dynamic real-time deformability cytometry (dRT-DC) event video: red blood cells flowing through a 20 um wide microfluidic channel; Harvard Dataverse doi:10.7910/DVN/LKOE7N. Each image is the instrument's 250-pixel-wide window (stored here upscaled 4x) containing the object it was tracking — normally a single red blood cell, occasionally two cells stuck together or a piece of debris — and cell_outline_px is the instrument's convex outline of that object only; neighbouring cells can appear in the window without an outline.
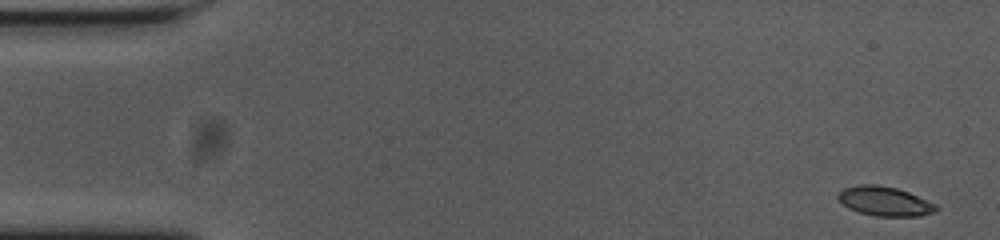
{"species": "common noctule bat (a hibernating species)", "species_latin": "Nyctalus noctula", "temperature_condition": "cold", "stored_images_in_passage": 54, "camera_frame_rate_fps": 3000, "um_per_image_px": 0.085, "animal": {"sex": "female", "body_mass_g": 23.0, "forearm_length_mm": 53.4}, "frame": {"image": 1, "passage_image": 1, "time_ms": 0.0, "image_size_px": [1000, 240], "cell_outline_px": [[940, 208], [936, 212], [920, 216], [876, 216], [860, 212], [848, 208], [836, 196], [844, 188], [860, 184], [876, 184], [896, 188], [908, 192], [936, 204]], "centroid_in_image_um": [75.23, 17.11], "position_along_channel_um": 9.8, "area_um2": 16.7}}
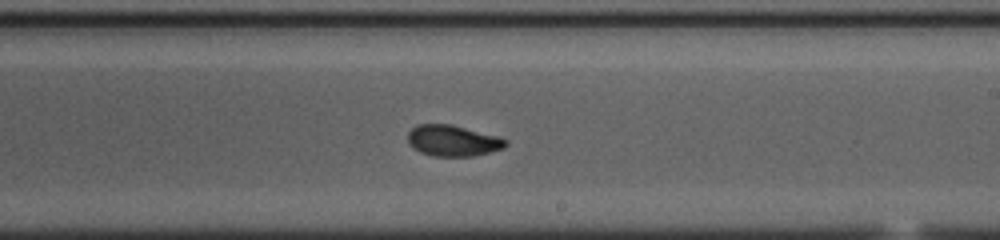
{"frame": {"image": 2, "passage_image": 31, "time_ms": 10.0, "image_size_px": [1000, 240], "cell_outline_px": [[508, 144], [504, 148], [472, 156], [432, 156], [420, 152], [408, 144], [408, 132], [416, 124], [452, 124], [496, 136], [508, 140]], "centroid_in_image_um": [38.46, 11.95], "position_along_channel_um": 250.5, "area_um2": 17.69}}
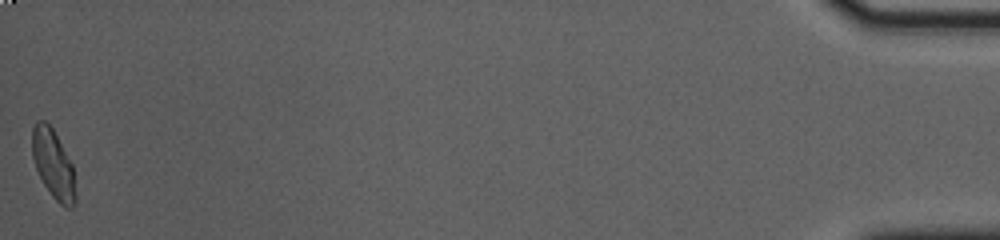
{"frame": {"image": 3, "passage_image": 54, "time_ms": 17.667, "image_size_px": [1000, 240], "cell_outline_px": [[76, 200], [72, 208], [64, 208], [52, 196], [44, 184], [36, 168], [32, 156], [32, 128], [36, 120], [44, 120], [52, 128], [72, 164], [76, 196]], "centroid_in_image_um": [4.52, 13.97], "position_along_channel_um": 430.7, "area_um2": 17.28}, "authors_computed_cell_mechanics": {"area_um2": 17.5134, "velocity_mm_per_s": 3.6822, "shape_relaxation_time_tau1_ms": 2.8806, "shape_relaxation_time_tau2_ms": 1.735, "deformation_change_tau1": 0.1324, "deformation_change_tau2": 0.0626}}